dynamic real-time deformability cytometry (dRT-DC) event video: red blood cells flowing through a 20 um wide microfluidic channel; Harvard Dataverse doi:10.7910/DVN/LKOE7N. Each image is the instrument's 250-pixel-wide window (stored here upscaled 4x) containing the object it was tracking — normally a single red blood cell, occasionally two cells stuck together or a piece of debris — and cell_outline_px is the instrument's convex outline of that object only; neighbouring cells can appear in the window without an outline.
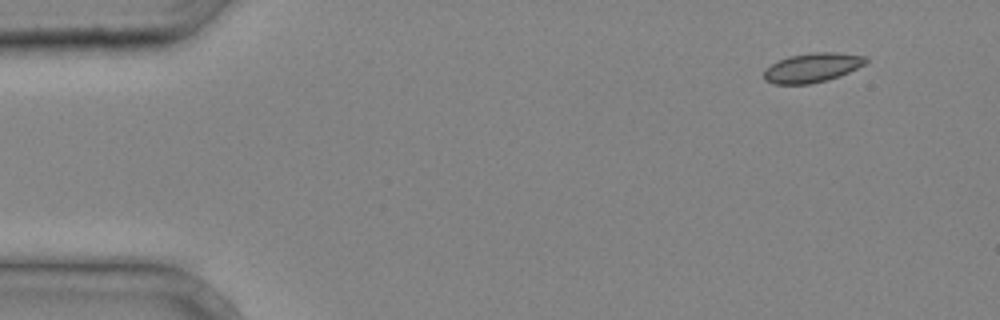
{"species": "common noctule bat (a hibernating species)", "species_latin": "Nyctalus noctula", "temperature_condition": "cold", "stored_images_in_passage": 3, "camera_frame_rate_fps": 3000, "um_per_image_px": 0.085, "animal": {"sex": "male", "body_mass_g": 20.4}, "frame": {"image": 1, "passage_image": 1, "time_ms": 0.0, "image_size_px": [1000, 320], "cell_outline_px": [[868, 60], [864, 64], [840, 76], [828, 80], [808, 84], [776, 84], [764, 80], [764, 68], [788, 56], [812, 52], [836, 52], [864, 56]], "centroid_in_image_um": [69.02, 5.75], "position_along_channel_um": 16.0, "area_um2": 17.34}}
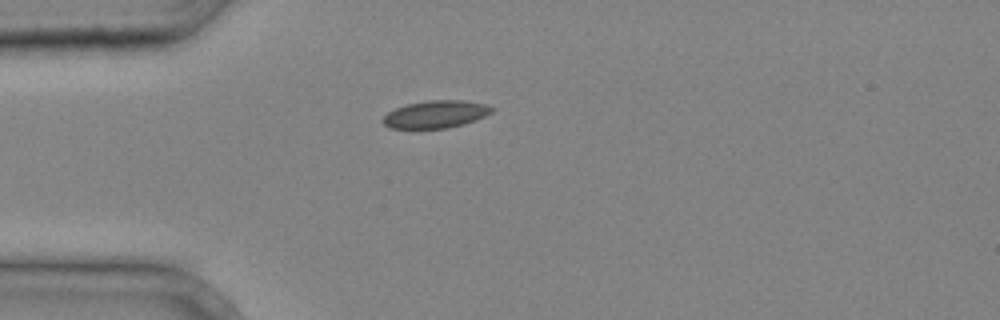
{"frame": {"image": 2, "passage_image": 3, "time_ms": 0.667, "image_size_px": [1000, 320], "cell_outline_px": [[496, 108], [492, 112], [476, 120], [464, 124], [448, 128], [388, 128], [380, 120], [388, 112], [396, 108], [408, 104], [432, 100], [460, 100], [484, 104]], "centroid_in_image_um": [37.03, 9.72], "position_along_channel_um": 48.0, "area_um2": 17.34}}